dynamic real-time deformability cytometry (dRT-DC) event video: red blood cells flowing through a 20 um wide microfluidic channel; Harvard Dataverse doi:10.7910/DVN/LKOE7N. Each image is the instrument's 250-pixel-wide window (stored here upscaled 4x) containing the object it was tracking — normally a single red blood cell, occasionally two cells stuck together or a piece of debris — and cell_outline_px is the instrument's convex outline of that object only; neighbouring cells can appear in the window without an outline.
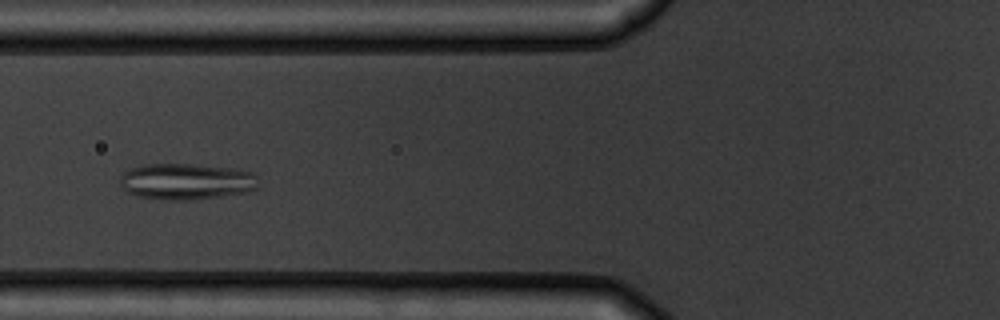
{"species": "common noctule bat (a hibernating species)", "species_latin": "Nyctalus noctula", "temperature_condition": "warm", "stored_images_in_passage": 8, "camera_frame_rate_fps": 3000, "um_per_image_px": 0.085, "animal": {"sex": "male", "body_mass_g": 19.5, "forearm_length_mm": 54.6}, "frame": {"image": 1, "passage_image": 5, "time_ms": 5.667, "image_size_px": [1000, 320], "cell_outline_px": [[256, 188], [244, 192], [220, 196], [192, 200], [168, 200], [140, 196], [128, 192], [120, 184], [120, 176], [124, 172], [132, 168], [144, 164], [192, 164], [232, 168], [252, 172], [256, 176]], "centroid_in_image_um": [15.81, 15.42], "position_along_channel_um": 110.0, "area_um2": 28.9}}